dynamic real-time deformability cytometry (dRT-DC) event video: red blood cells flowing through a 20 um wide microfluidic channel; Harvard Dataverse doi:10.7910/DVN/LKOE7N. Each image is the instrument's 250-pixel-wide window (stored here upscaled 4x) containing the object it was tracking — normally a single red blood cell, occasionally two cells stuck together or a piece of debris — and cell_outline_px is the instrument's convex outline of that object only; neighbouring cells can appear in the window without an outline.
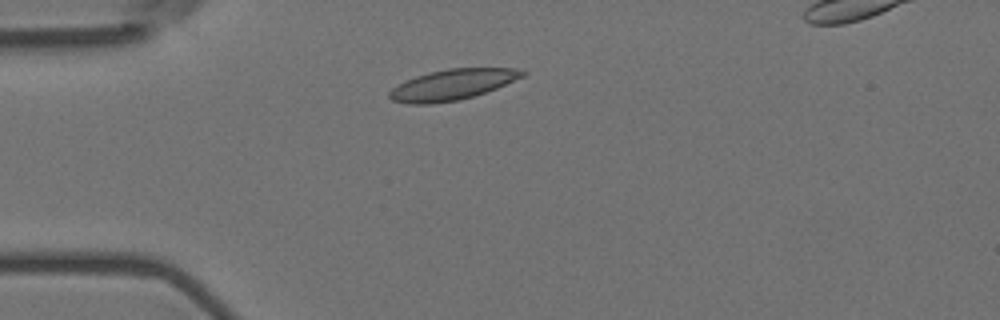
{"species": "Egyptian fruit bat (a non-hibernating species)", "species_latin": "Rousettus aegyptiacus", "temperature_condition": "room temperature", "stored_images_in_passage": 4, "camera_frame_rate_fps": 3000, "um_per_image_px": 0.085, "animal": {"sex": "female"}, "frame": {"image": 1, "passage_image": 3, "time_ms": 0.667, "image_size_px": [1000, 320], "cell_outline_px": [[528, 72], [524, 76], [496, 88], [460, 100], [432, 104], [408, 104], [392, 100], [388, 96], [388, 92], [396, 84], [416, 76], [428, 72], [448, 68], [516, 68]], "centroid_in_image_um": [38.41, 7.19], "position_along_channel_um": 46.6, "area_um2": 23.81}}